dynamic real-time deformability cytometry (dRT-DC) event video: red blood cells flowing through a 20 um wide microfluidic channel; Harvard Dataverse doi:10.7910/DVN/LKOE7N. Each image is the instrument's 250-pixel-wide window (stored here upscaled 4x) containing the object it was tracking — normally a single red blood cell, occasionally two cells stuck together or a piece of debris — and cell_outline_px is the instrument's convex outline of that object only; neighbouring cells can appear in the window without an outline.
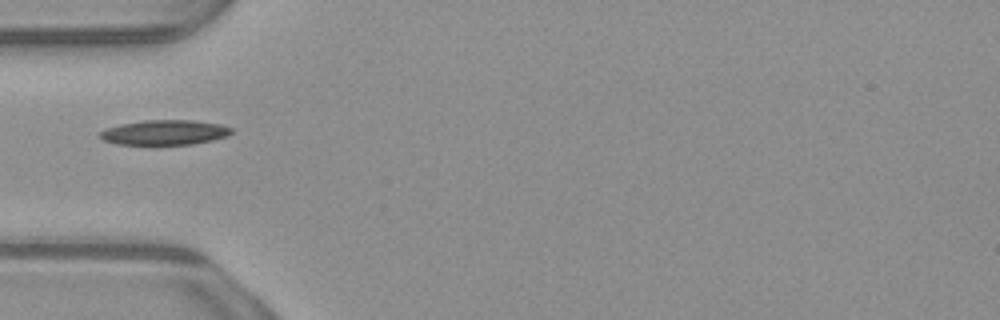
{"species": "common noctule bat (a hibernating species)", "species_latin": "Nyctalus noctula", "temperature_condition": "warm", "stored_images_in_passage": 21, "camera_frame_rate_fps": 3000, "um_per_image_px": 0.085, "animal": {"sex": "male", "body_mass_g": 23.1, "forearm_length_mm": 52.7}, "frame": {"image": 1, "passage_image": 1, "time_ms": 0.0, "image_size_px": [1000, 320], "cell_outline_px": [[232, 132], [228, 136], [212, 140], [192, 144], [116, 144], [104, 140], [100, 136], [100, 132], [104, 128], [120, 124], [144, 120], [192, 120], [220, 124], [232, 128]], "centroid_in_image_um": [13.99, 11.25], "position_along_channel_um": 71.0, "area_um2": 19.02}}
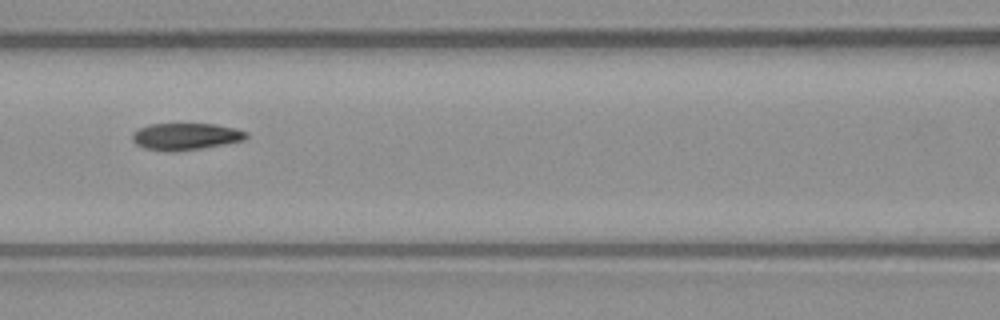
{"frame": {"image": 2, "passage_image": 7, "time_ms": 2.0, "image_size_px": [1000, 320], "cell_outline_px": [[248, 136], [244, 140], [224, 144], [200, 148], [172, 152], [168, 152], [144, 148], [136, 144], [132, 140], [132, 132], [136, 128], [148, 124], [216, 124], [236, 128], [248, 132]], "centroid_in_image_um": [15.75, 11.59], "position_along_channel_um": 150.9, "area_um2": 18.03}}
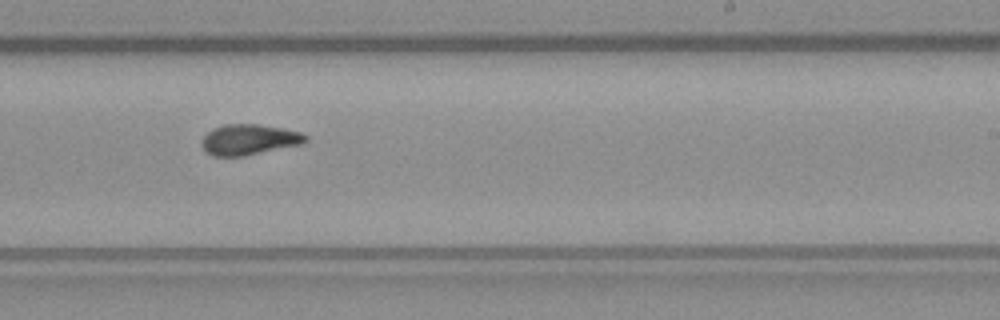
{"frame": {"image": 3, "passage_image": 16, "time_ms": 5.0, "image_size_px": [1000, 320], "cell_outline_px": [[308, 140], [304, 144], [244, 156], [212, 156], [200, 144], [200, 140], [212, 128], [224, 124], [260, 124], [300, 132], [308, 136]], "centroid_in_image_um": [21.18, 11.86], "position_along_channel_um": 267.8, "area_um2": 18.67}}